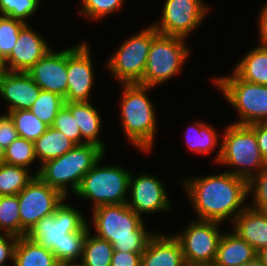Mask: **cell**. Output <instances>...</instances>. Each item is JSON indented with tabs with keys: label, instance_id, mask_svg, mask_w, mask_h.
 <instances>
[{
	"label": "cell",
	"instance_id": "4dcf8cb0",
	"mask_svg": "<svg viewBox=\"0 0 267 266\" xmlns=\"http://www.w3.org/2000/svg\"><path fill=\"white\" fill-rule=\"evenodd\" d=\"M62 96L49 91L41 90L38 98L29 109L38 119L52 126L59 110L64 106Z\"/></svg>",
	"mask_w": 267,
	"mask_h": 266
},
{
	"label": "cell",
	"instance_id": "ba28073f",
	"mask_svg": "<svg viewBox=\"0 0 267 266\" xmlns=\"http://www.w3.org/2000/svg\"><path fill=\"white\" fill-rule=\"evenodd\" d=\"M186 40L158 33L152 39L143 79L139 84L154 88L182 73L192 52Z\"/></svg>",
	"mask_w": 267,
	"mask_h": 266
},
{
	"label": "cell",
	"instance_id": "484cf974",
	"mask_svg": "<svg viewBox=\"0 0 267 266\" xmlns=\"http://www.w3.org/2000/svg\"><path fill=\"white\" fill-rule=\"evenodd\" d=\"M75 146L64 133L52 126L34 142L35 155L40 166L48 160L62 156Z\"/></svg>",
	"mask_w": 267,
	"mask_h": 266
},
{
	"label": "cell",
	"instance_id": "74e56055",
	"mask_svg": "<svg viewBox=\"0 0 267 266\" xmlns=\"http://www.w3.org/2000/svg\"><path fill=\"white\" fill-rule=\"evenodd\" d=\"M52 127L64 133L76 145H81V132L71 111L64 105L54 119Z\"/></svg>",
	"mask_w": 267,
	"mask_h": 266
},
{
	"label": "cell",
	"instance_id": "d590c367",
	"mask_svg": "<svg viewBox=\"0 0 267 266\" xmlns=\"http://www.w3.org/2000/svg\"><path fill=\"white\" fill-rule=\"evenodd\" d=\"M41 0H0V15L13 19L26 20L31 18L39 8Z\"/></svg>",
	"mask_w": 267,
	"mask_h": 266
},
{
	"label": "cell",
	"instance_id": "9a60e30c",
	"mask_svg": "<svg viewBox=\"0 0 267 266\" xmlns=\"http://www.w3.org/2000/svg\"><path fill=\"white\" fill-rule=\"evenodd\" d=\"M163 184L155 175L131 173L127 205L141 217L147 213H169L172 205Z\"/></svg>",
	"mask_w": 267,
	"mask_h": 266
},
{
	"label": "cell",
	"instance_id": "30bf717a",
	"mask_svg": "<svg viewBox=\"0 0 267 266\" xmlns=\"http://www.w3.org/2000/svg\"><path fill=\"white\" fill-rule=\"evenodd\" d=\"M66 200L55 210L54 214L43 217L25 235L50 249L59 264L60 249H62L65 235L79 232L89 222L83 213Z\"/></svg>",
	"mask_w": 267,
	"mask_h": 266
},
{
	"label": "cell",
	"instance_id": "f35d334b",
	"mask_svg": "<svg viewBox=\"0 0 267 266\" xmlns=\"http://www.w3.org/2000/svg\"><path fill=\"white\" fill-rule=\"evenodd\" d=\"M19 137L15 124L8 113H0V145L7 148Z\"/></svg>",
	"mask_w": 267,
	"mask_h": 266
},
{
	"label": "cell",
	"instance_id": "5b68a950",
	"mask_svg": "<svg viewBox=\"0 0 267 266\" xmlns=\"http://www.w3.org/2000/svg\"><path fill=\"white\" fill-rule=\"evenodd\" d=\"M221 138V155L216 164L232 167L227 172L249 181L266 165L255 131L249 125L230 123Z\"/></svg>",
	"mask_w": 267,
	"mask_h": 266
},
{
	"label": "cell",
	"instance_id": "e0dca14e",
	"mask_svg": "<svg viewBox=\"0 0 267 266\" xmlns=\"http://www.w3.org/2000/svg\"><path fill=\"white\" fill-rule=\"evenodd\" d=\"M51 49L43 36L26 23L19 32L13 50L5 59L7 69L9 72H28Z\"/></svg>",
	"mask_w": 267,
	"mask_h": 266
},
{
	"label": "cell",
	"instance_id": "ac0fdd59",
	"mask_svg": "<svg viewBox=\"0 0 267 266\" xmlns=\"http://www.w3.org/2000/svg\"><path fill=\"white\" fill-rule=\"evenodd\" d=\"M41 88L27 72H6L0 77V98L8 105L7 112L30 109Z\"/></svg>",
	"mask_w": 267,
	"mask_h": 266
},
{
	"label": "cell",
	"instance_id": "44dd1931",
	"mask_svg": "<svg viewBox=\"0 0 267 266\" xmlns=\"http://www.w3.org/2000/svg\"><path fill=\"white\" fill-rule=\"evenodd\" d=\"M81 132V145L94 144L106 152V145L99 139L102 129V116L90 101L65 102Z\"/></svg>",
	"mask_w": 267,
	"mask_h": 266
},
{
	"label": "cell",
	"instance_id": "83f0119b",
	"mask_svg": "<svg viewBox=\"0 0 267 266\" xmlns=\"http://www.w3.org/2000/svg\"><path fill=\"white\" fill-rule=\"evenodd\" d=\"M32 170L23 167L0 164V196L18 195L19 192L27 186L33 179L35 173Z\"/></svg>",
	"mask_w": 267,
	"mask_h": 266
},
{
	"label": "cell",
	"instance_id": "277c9868",
	"mask_svg": "<svg viewBox=\"0 0 267 266\" xmlns=\"http://www.w3.org/2000/svg\"><path fill=\"white\" fill-rule=\"evenodd\" d=\"M105 153L94 144L76 145L62 156L39 166L35 176L38 175L45 183L68 198V195L77 191L84 175L105 156Z\"/></svg>",
	"mask_w": 267,
	"mask_h": 266
},
{
	"label": "cell",
	"instance_id": "7dc6e473",
	"mask_svg": "<svg viewBox=\"0 0 267 266\" xmlns=\"http://www.w3.org/2000/svg\"><path fill=\"white\" fill-rule=\"evenodd\" d=\"M5 148L0 145V164L4 162Z\"/></svg>",
	"mask_w": 267,
	"mask_h": 266
},
{
	"label": "cell",
	"instance_id": "4fadbf2b",
	"mask_svg": "<svg viewBox=\"0 0 267 266\" xmlns=\"http://www.w3.org/2000/svg\"><path fill=\"white\" fill-rule=\"evenodd\" d=\"M205 3L203 0H165L160 20L152 25L160 34L187 39L211 10Z\"/></svg>",
	"mask_w": 267,
	"mask_h": 266
},
{
	"label": "cell",
	"instance_id": "e575fe53",
	"mask_svg": "<svg viewBox=\"0 0 267 266\" xmlns=\"http://www.w3.org/2000/svg\"><path fill=\"white\" fill-rule=\"evenodd\" d=\"M21 20L0 15V54L6 59L18 39L21 28L25 25Z\"/></svg>",
	"mask_w": 267,
	"mask_h": 266
},
{
	"label": "cell",
	"instance_id": "7a4b0ae2",
	"mask_svg": "<svg viewBox=\"0 0 267 266\" xmlns=\"http://www.w3.org/2000/svg\"><path fill=\"white\" fill-rule=\"evenodd\" d=\"M94 235L113 245L114 251L143 253L156 233L127 203L101 205L91 210Z\"/></svg>",
	"mask_w": 267,
	"mask_h": 266
},
{
	"label": "cell",
	"instance_id": "836d02e7",
	"mask_svg": "<svg viewBox=\"0 0 267 266\" xmlns=\"http://www.w3.org/2000/svg\"><path fill=\"white\" fill-rule=\"evenodd\" d=\"M90 224H86L79 232L69 233L65 235L62 249H60V265L64 266L69 263L79 262L83 245L87 233L90 231Z\"/></svg>",
	"mask_w": 267,
	"mask_h": 266
},
{
	"label": "cell",
	"instance_id": "cb8c5ba5",
	"mask_svg": "<svg viewBox=\"0 0 267 266\" xmlns=\"http://www.w3.org/2000/svg\"><path fill=\"white\" fill-rule=\"evenodd\" d=\"M232 70L245 81L267 86V45L258 43Z\"/></svg>",
	"mask_w": 267,
	"mask_h": 266
},
{
	"label": "cell",
	"instance_id": "f546056e",
	"mask_svg": "<svg viewBox=\"0 0 267 266\" xmlns=\"http://www.w3.org/2000/svg\"><path fill=\"white\" fill-rule=\"evenodd\" d=\"M0 233L21 237V221L17 195L0 196Z\"/></svg>",
	"mask_w": 267,
	"mask_h": 266
},
{
	"label": "cell",
	"instance_id": "ee69618b",
	"mask_svg": "<svg viewBox=\"0 0 267 266\" xmlns=\"http://www.w3.org/2000/svg\"><path fill=\"white\" fill-rule=\"evenodd\" d=\"M257 257L260 259L264 266H267V247L260 249L257 252Z\"/></svg>",
	"mask_w": 267,
	"mask_h": 266
},
{
	"label": "cell",
	"instance_id": "8fae6325",
	"mask_svg": "<svg viewBox=\"0 0 267 266\" xmlns=\"http://www.w3.org/2000/svg\"><path fill=\"white\" fill-rule=\"evenodd\" d=\"M222 223L217 221L193 220L180 233H173L179 241L187 266L213 265Z\"/></svg>",
	"mask_w": 267,
	"mask_h": 266
},
{
	"label": "cell",
	"instance_id": "f1b7e54d",
	"mask_svg": "<svg viewBox=\"0 0 267 266\" xmlns=\"http://www.w3.org/2000/svg\"><path fill=\"white\" fill-rule=\"evenodd\" d=\"M19 137L35 142L47 129L48 125L38 119L29 109L8 112Z\"/></svg>",
	"mask_w": 267,
	"mask_h": 266
},
{
	"label": "cell",
	"instance_id": "7402d4cb",
	"mask_svg": "<svg viewBox=\"0 0 267 266\" xmlns=\"http://www.w3.org/2000/svg\"><path fill=\"white\" fill-rule=\"evenodd\" d=\"M257 257V251L234 232L220 237L214 266H241Z\"/></svg>",
	"mask_w": 267,
	"mask_h": 266
},
{
	"label": "cell",
	"instance_id": "bcb514c9",
	"mask_svg": "<svg viewBox=\"0 0 267 266\" xmlns=\"http://www.w3.org/2000/svg\"><path fill=\"white\" fill-rule=\"evenodd\" d=\"M241 266H264V265L261 263V261L258 257H255L251 261H248L247 263H244Z\"/></svg>",
	"mask_w": 267,
	"mask_h": 266
},
{
	"label": "cell",
	"instance_id": "ab89813d",
	"mask_svg": "<svg viewBox=\"0 0 267 266\" xmlns=\"http://www.w3.org/2000/svg\"><path fill=\"white\" fill-rule=\"evenodd\" d=\"M17 241L18 237L15 235L0 233V266H13ZM9 260L11 264H6Z\"/></svg>",
	"mask_w": 267,
	"mask_h": 266
},
{
	"label": "cell",
	"instance_id": "8d00e7d4",
	"mask_svg": "<svg viewBox=\"0 0 267 266\" xmlns=\"http://www.w3.org/2000/svg\"><path fill=\"white\" fill-rule=\"evenodd\" d=\"M248 197L252 200L248 206L267 212V165L248 181Z\"/></svg>",
	"mask_w": 267,
	"mask_h": 266
},
{
	"label": "cell",
	"instance_id": "6da1fadb",
	"mask_svg": "<svg viewBox=\"0 0 267 266\" xmlns=\"http://www.w3.org/2000/svg\"><path fill=\"white\" fill-rule=\"evenodd\" d=\"M197 220L231 223L249 204L248 181L229 172L183 179Z\"/></svg>",
	"mask_w": 267,
	"mask_h": 266
},
{
	"label": "cell",
	"instance_id": "603a6c76",
	"mask_svg": "<svg viewBox=\"0 0 267 266\" xmlns=\"http://www.w3.org/2000/svg\"><path fill=\"white\" fill-rule=\"evenodd\" d=\"M185 141L188 147V150L197 153V154H212L215 148L219 146L215 157H213L215 163L218 162L221 155V143L219 142L220 137L218 135V130L215 129L211 124L206 122L196 121L193 124L187 126L185 130ZM220 143V144H219Z\"/></svg>",
	"mask_w": 267,
	"mask_h": 266
},
{
	"label": "cell",
	"instance_id": "b9f144b4",
	"mask_svg": "<svg viewBox=\"0 0 267 266\" xmlns=\"http://www.w3.org/2000/svg\"><path fill=\"white\" fill-rule=\"evenodd\" d=\"M249 126L255 131L259 151L267 165V122L254 123Z\"/></svg>",
	"mask_w": 267,
	"mask_h": 266
},
{
	"label": "cell",
	"instance_id": "7bdbcfd3",
	"mask_svg": "<svg viewBox=\"0 0 267 266\" xmlns=\"http://www.w3.org/2000/svg\"><path fill=\"white\" fill-rule=\"evenodd\" d=\"M258 22V41L259 43L267 45V2L261 7L257 17Z\"/></svg>",
	"mask_w": 267,
	"mask_h": 266
},
{
	"label": "cell",
	"instance_id": "d6a6232c",
	"mask_svg": "<svg viewBox=\"0 0 267 266\" xmlns=\"http://www.w3.org/2000/svg\"><path fill=\"white\" fill-rule=\"evenodd\" d=\"M81 6L78 9V13L89 18L91 21L96 22L104 17H108L112 13H115L124 6L125 0H80Z\"/></svg>",
	"mask_w": 267,
	"mask_h": 266
},
{
	"label": "cell",
	"instance_id": "60d3db41",
	"mask_svg": "<svg viewBox=\"0 0 267 266\" xmlns=\"http://www.w3.org/2000/svg\"><path fill=\"white\" fill-rule=\"evenodd\" d=\"M143 253L114 251L111 266H141Z\"/></svg>",
	"mask_w": 267,
	"mask_h": 266
},
{
	"label": "cell",
	"instance_id": "ffe728a7",
	"mask_svg": "<svg viewBox=\"0 0 267 266\" xmlns=\"http://www.w3.org/2000/svg\"><path fill=\"white\" fill-rule=\"evenodd\" d=\"M232 232L245 240L257 252L267 247V212L247 206L231 222Z\"/></svg>",
	"mask_w": 267,
	"mask_h": 266
},
{
	"label": "cell",
	"instance_id": "2e32d148",
	"mask_svg": "<svg viewBox=\"0 0 267 266\" xmlns=\"http://www.w3.org/2000/svg\"><path fill=\"white\" fill-rule=\"evenodd\" d=\"M41 90L56 93L63 98L67 93V49L50 50L27 72Z\"/></svg>",
	"mask_w": 267,
	"mask_h": 266
},
{
	"label": "cell",
	"instance_id": "3957f363",
	"mask_svg": "<svg viewBox=\"0 0 267 266\" xmlns=\"http://www.w3.org/2000/svg\"><path fill=\"white\" fill-rule=\"evenodd\" d=\"M120 87L123 90L119 117L126 140L141 152H151L158 129L154 103L148 96L154 88L139 83L120 84Z\"/></svg>",
	"mask_w": 267,
	"mask_h": 266
},
{
	"label": "cell",
	"instance_id": "7c38bea8",
	"mask_svg": "<svg viewBox=\"0 0 267 266\" xmlns=\"http://www.w3.org/2000/svg\"><path fill=\"white\" fill-rule=\"evenodd\" d=\"M18 196L21 221V237L45 216L55 210L67 199L60 191L49 186L38 175L23 188Z\"/></svg>",
	"mask_w": 267,
	"mask_h": 266
},
{
	"label": "cell",
	"instance_id": "1f68e13d",
	"mask_svg": "<svg viewBox=\"0 0 267 266\" xmlns=\"http://www.w3.org/2000/svg\"><path fill=\"white\" fill-rule=\"evenodd\" d=\"M36 161L33 141L18 137L5 148L4 163L29 169Z\"/></svg>",
	"mask_w": 267,
	"mask_h": 266
},
{
	"label": "cell",
	"instance_id": "4316f807",
	"mask_svg": "<svg viewBox=\"0 0 267 266\" xmlns=\"http://www.w3.org/2000/svg\"><path fill=\"white\" fill-rule=\"evenodd\" d=\"M90 231L83 245V253L80 263L84 266H111V258L114 253L113 245L96 237Z\"/></svg>",
	"mask_w": 267,
	"mask_h": 266
},
{
	"label": "cell",
	"instance_id": "5bb4252c",
	"mask_svg": "<svg viewBox=\"0 0 267 266\" xmlns=\"http://www.w3.org/2000/svg\"><path fill=\"white\" fill-rule=\"evenodd\" d=\"M87 41L67 48V93L65 102L90 101L95 82L94 65Z\"/></svg>",
	"mask_w": 267,
	"mask_h": 266
},
{
	"label": "cell",
	"instance_id": "52a82bcc",
	"mask_svg": "<svg viewBox=\"0 0 267 266\" xmlns=\"http://www.w3.org/2000/svg\"><path fill=\"white\" fill-rule=\"evenodd\" d=\"M225 100L236 109L238 125L267 122V86L241 79L234 71L211 79Z\"/></svg>",
	"mask_w": 267,
	"mask_h": 266
},
{
	"label": "cell",
	"instance_id": "9c48e42d",
	"mask_svg": "<svg viewBox=\"0 0 267 266\" xmlns=\"http://www.w3.org/2000/svg\"><path fill=\"white\" fill-rule=\"evenodd\" d=\"M158 34L149 24L121 43L105 63L119 84L140 83L143 79L152 39Z\"/></svg>",
	"mask_w": 267,
	"mask_h": 266
},
{
	"label": "cell",
	"instance_id": "d6986e66",
	"mask_svg": "<svg viewBox=\"0 0 267 266\" xmlns=\"http://www.w3.org/2000/svg\"><path fill=\"white\" fill-rule=\"evenodd\" d=\"M141 266H187L179 241L173 234L156 233L149 239Z\"/></svg>",
	"mask_w": 267,
	"mask_h": 266
},
{
	"label": "cell",
	"instance_id": "8992f818",
	"mask_svg": "<svg viewBox=\"0 0 267 266\" xmlns=\"http://www.w3.org/2000/svg\"><path fill=\"white\" fill-rule=\"evenodd\" d=\"M103 158L84 175L74 193L82 200L92 201V209L101 205L125 204L128 200L131 171L119 164L100 166Z\"/></svg>",
	"mask_w": 267,
	"mask_h": 266
},
{
	"label": "cell",
	"instance_id": "c3c4849f",
	"mask_svg": "<svg viewBox=\"0 0 267 266\" xmlns=\"http://www.w3.org/2000/svg\"><path fill=\"white\" fill-rule=\"evenodd\" d=\"M64 266H84V265H82L80 262H75V263L66 264Z\"/></svg>",
	"mask_w": 267,
	"mask_h": 266
},
{
	"label": "cell",
	"instance_id": "d4e9b609",
	"mask_svg": "<svg viewBox=\"0 0 267 266\" xmlns=\"http://www.w3.org/2000/svg\"><path fill=\"white\" fill-rule=\"evenodd\" d=\"M13 266H61L52 251L26 236L18 237Z\"/></svg>",
	"mask_w": 267,
	"mask_h": 266
},
{
	"label": "cell",
	"instance_id": "f6af8a7d",
	"mask_svg": "<svg viewBox=\"0 0 267 266\" xmlns=\"http://www.w3.org/2000/svg\"><path fill=\"white\" fill-rule=\"evenodd\" d=\"M6 72H8L6 61L5 58L0 54V77Z\"/></svg>",
	"mask_w": 267,
	"mask_h": 266
}]
</instances>
